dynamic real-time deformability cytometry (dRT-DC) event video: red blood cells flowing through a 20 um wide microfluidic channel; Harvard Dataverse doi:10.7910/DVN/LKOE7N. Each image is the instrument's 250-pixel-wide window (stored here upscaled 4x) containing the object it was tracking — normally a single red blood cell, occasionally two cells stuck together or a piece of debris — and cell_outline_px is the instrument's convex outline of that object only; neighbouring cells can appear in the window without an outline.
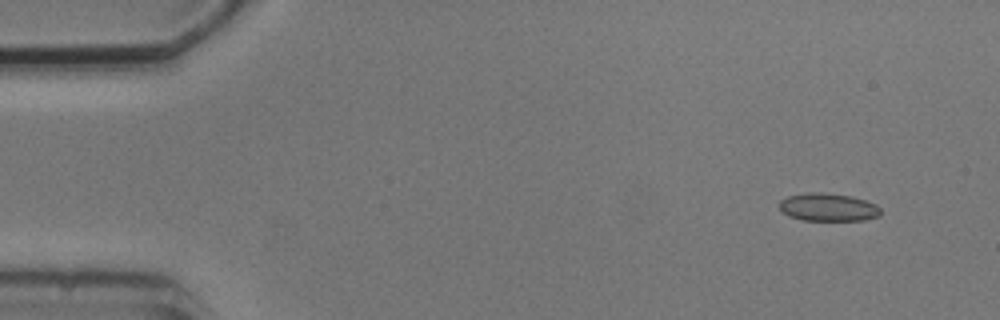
{"species": "common noctule bat (a hibernating species)", "species_latin": "Nyctalus noctula", "temperature_condition": "cold", "stored_images_in_passage": 7, "camera_frame_rate_fps": 3000, "um_per_image_px": 0.085, "animal": {"sex": "male", "body_mass_g": 20.5, "forearm_length_mm": 52.5}, "frame": {"image": 1, "passage_image": 2, "time_ms": 1.0, "image_size_px": [1000, 320], "cell_outline_px": [[880, 216], [864, 220], [804, 220], [788, 216], [780, 208], [780, 200], [788, 196], [808, 192], [820, 192], [852, 196], [876, 204], [880, 208]], "centroid_in_image_um": [70.4, 17.61], "position_along_channel_um": 14.6, "area_um2": 16.42}}
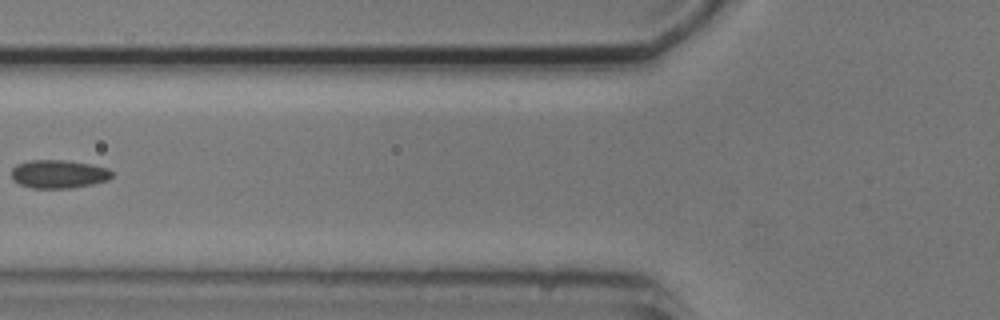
{"frame": {"image": 2, "passage_image": 6, "time_ms": 6.667, "image_size_px": [1000, 320], "cell_outline_px": [[112, 176], [108, 180], [92, 184], [72, 188], [32, 188], [20, 184], [12, 180], [12, 168], [16, 164], [28, 160], [64, 160], [92, 164], [108, 168], [112, 172]], "centroid_in_image_um": [4.97, 14.79], "position_along_channel_um": 120.8, "area_um2": 16.7}}
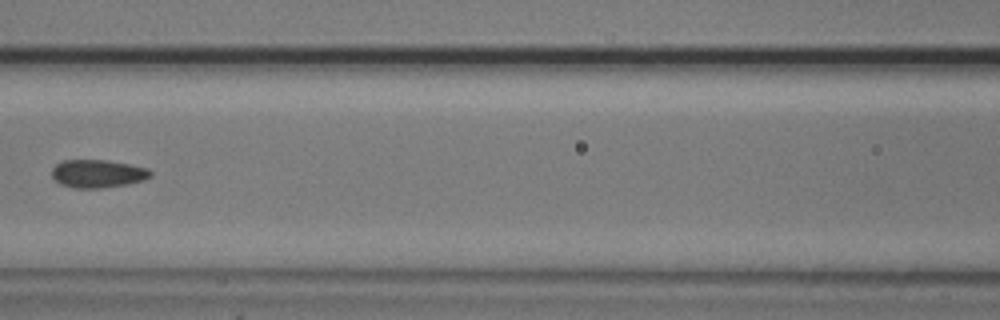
{"frame": {"image": 3, "passage_image": 7, "time_ms": 7.667, "image_size_px": [1000, 320], "cell_outline_px": [[152, 176], [144, 180], [128, 184], [100, 188], [72, 188], [60, 184], [52, 176], [52, 168], [56, 164], [64, 160], [104, 160], [128, 164], [148, 168], [152, 172]], "centroid_in_image_um": [8.31, 14.77], "position_along_channel_um": 158.3, "area_um2": 16.13}}